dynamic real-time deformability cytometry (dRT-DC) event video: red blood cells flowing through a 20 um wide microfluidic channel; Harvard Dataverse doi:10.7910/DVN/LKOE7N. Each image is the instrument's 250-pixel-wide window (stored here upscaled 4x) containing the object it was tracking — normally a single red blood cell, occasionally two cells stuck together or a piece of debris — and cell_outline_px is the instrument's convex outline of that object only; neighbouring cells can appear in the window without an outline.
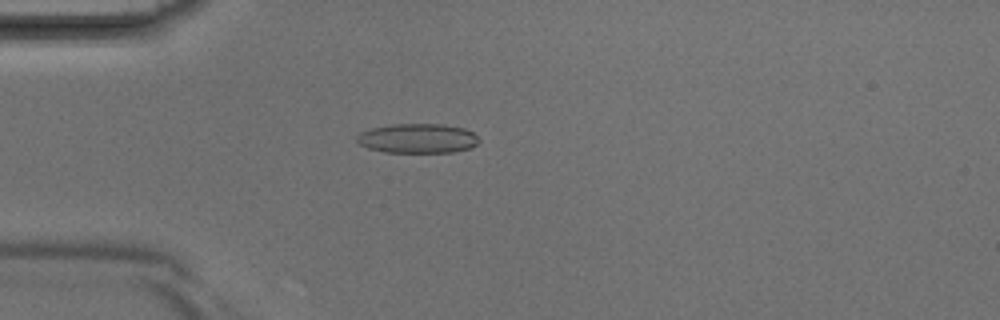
{"species": "Egyptian fruit bat (a non-hibernating species)", "species_latin": "Rousettus aegyptiacus", "temperature_condition": "room temperature", "stored_images_in_passage": 40, "camera_frame_rate_fps": 3000, "um_per_image_px": 0.085, "animal": {"sex": "male"}, "frame": {"image": 1, "passage_image": 10, "time_ms": 3.0, "image_size_px": [1000, 320], "cell_outline_px": [[480, 140], [476, 144], [468, 148], [452, 152], [384, 152], [368, 148], [360, 144], [356, 140], [356, 136], [360, 132], [372, 128], [392, 124], [444, 124], [464, 128], [472, 132]], "centroid_in_image_um": [35.48, 11.76], "position_along_channel_um": 49.5, "area_um2": 20.92}}
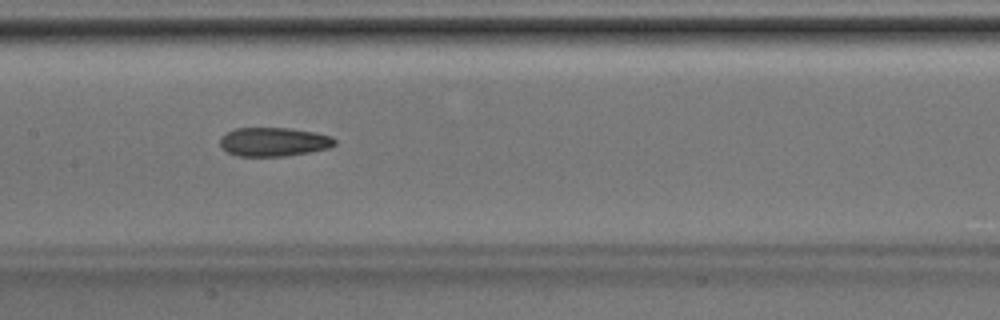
{"frame": {"image": 2, "passage_image": 19, "time_ms": 6.0, "image_size_px": [1000, 320], "cell_outline_px": [[336, 144], [328, 148], [308, 152], [284, 156], [236, 156], [228, 152], [220, 144], [220, 136], [236, 128], [292, 128], [316, 132], [332, 136], [336, 140]], "centroid_in_image_um": [23.28, 12.05], "position_along_channel_um": 184.1, "area_um2": 19.31}}
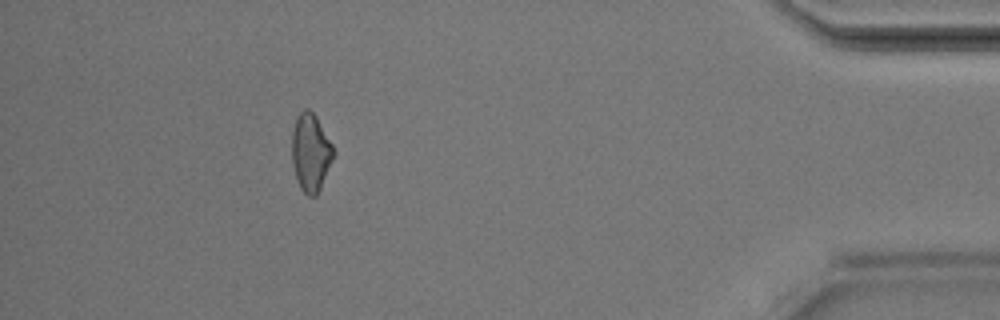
{"frame": {"image": 3, "passage_image": 36, "time_ms": 11.667, "image_size_px": [1000, 320], "cell_outline_px": [[336, 152], [320, 188], [316, 196], [308, 196], [300, 188], [296, 180], [292, 164], [292, 132], [296, 120], [300, 112], [304, 108], [308, 108], [316, 116], [332, 144]], "centroid_in_image_um": [26.4, 12.97], "position_along_channel_um": 408.8, "area_um2": 18.84}}